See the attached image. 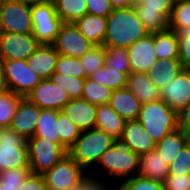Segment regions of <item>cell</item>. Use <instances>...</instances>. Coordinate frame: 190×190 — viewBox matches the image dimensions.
I'll list each match as a JSON object with an SVG mask.
<instances>
[{"label": "cell", "instance_id": "cell-1", "mask_svg": "<svg viewBox=\"0 0 190 190\" xmlns=\"http://www.w3.org/2000/svg\"><path fill=\"white\" fill-rule=\"evenodd\" d=\"M106 18L104 47L128 48L150 34L140 21L134 6L113 9Z\"/></svg>", "mask_w": 190, "mask_h": 190}, {"label": "cell", "instance_id": "cell-2", "mask_svg": "<svg viewBox=\"0 0 190 190\" xmlns=\"http://www.w3.org/2000/svg\"><path fill=\"white\" fill-rule=\"evenodd\" d=\"M137 120L156 143L178 129L177 112L162 99L141 104Z\"/></svg>", "mask_w": 190, "mask_h": 190}, {"label": "cell", "instance_id": "cell-3", "mask_svg": "<svg viewBox=\"0 0 190 190\" xmlns=\"http://www.w3.org/2000/svg\"><path fill=\"white\" fill-rule=\"evenodd\" d=\"M114 138L103 130L92 128L82 131L80 137L68 150V154L88 172L98 164L103 153L113 144Z\"/></svg>", "mask_w": 190, "mask_h": 190}, {"label": "cell", "instance_id": "cell-4", "mask_svg": "<svg viewBox=\"0 0 190 190\" xmlns=\"http://www.w3.org/2000/svg\"><path fill=\"white\" fill-rule=\"evenodd\" d=\"M138 164L139 155L122 138H114L113 144L103 153L97 165L102 166L108 176L114 175L124 181L137 175Z\"/></svg>", "mask_w": 190, "mask_h": 190}, {"label": "cell", "instance_id": "cell-5", "mask_svg": "<svg viewBox=\"0 0 190 190\" xmlns=\"http://www.w3.org/2000/svg\"><path fill=\"white\" fill-rule=\"evenodd\" d=\"M69 154L60 159L42 176L47 190H73L89 176Z\"/></svg>", "mask_w": 190, "mask_h": 190}, {"label": "cell", "instance_id": "cell-6", "mask_svg": "<svg viewBox=\"0 0 190 190\" xmlns=\"http://www.w3.org/2000/svg\"><path fill=\"white\" fill-rule=\"evenodd\" d=\"M30 168L27 139L10 127L0 128V172Z\"/></svg>", "mask_w": 190, "mask_h": 190}, {"label": "cell", "instance_id": "cell-7", "mask_svg": "<svg viewBox=\"0 0 190 190\" xmlns=\"http://www.w3.org/2000/svg\"><path fill=\"white\" fill-rule=\"evenodd\" d=\"M32 34L42 45H51L64 23L56 12L53 0L31 6Z\"/></svg>", "mask_w": 190, "mask_h": 190}, {"label": "cell", "instance_id": "cell-8", "mask_svg": "<svg viewBox=\"0 0 190 190\" xmlns=\"http://www.w3.org/2000/svg\"><path fill=\"white\" fill-rule=\"evenodd\" d=\"M29 165L33 174H43L51 169L68 151L58 143L41 137L27 139Z\"/></svg>", "mask_w": 190, "mask_h": 190}, {"label": "cell", "instance_id": "cell-9", "mask_svg": "<svg viewBox=\"0 0 190 190\" xmlns=\"http://www.w3.org/2000/svg\"><path fill=\"white\" fill-rule=\"evenodd\" d=\"M174 5V0H142L134 8L142 24L152 34L169 29V18Z\"/></svg>", "mask_w": 190, "mask_h": 190}, {"label": "cell", "instance_id": "cell-10", "mask_svg": "<svg viewBox=\"0 0 190 190\" xmlns=\"http://www.w3.org/2000/svg\"><path fill=\"white\" fill-rule=\"evenodd\" d=\"M2 65L8 90L23 98H26L41 81L27 66L25 60H6L2 61Z\"/></svg>", "mask_w": 190, "mask_h": 190}, {"label": "cell", "instance_id": "cell-11", "mask_svg": "<svg viewBox=\"0 0 190 190\" xmlns=\"http://www.w3.org/2000/svg\"><path fill=\"white\" fill-rule=\"evenodd\" d=\"M31 6L6 0L0 6V32L32 33Z\"/></svg>", "mask_w": 190, "mask_h": 190}, {"label": "cell", "instance_id": "cell-12", "mask_svg": "<svg viewBox=\"0 0 190 190\" xmlns=\"http://www.w3.org/2000/svg\"><path fill=\"white\" fill-rule=\"evenodd\" d=\"M40 46L32 33L0 32V59L27 60Z\"/></svg>", "mask_w": 190, "mask_h": 190}, {"label": "cell", "instance_id": "cell-13", "mask_svg": "<svg viewBox=\"0 0 190 190\" xmlns=\"http://www.w3.org/2000/svg\"><path fill=\"white\" fill-rule=\"evenodd\" d=\"M58 54L81 58L95 45L88 41L74 23H63L51 44Z\"/></svg>", "mask_w": 190, "mask_h": 190}, {"label": "cell", "instance_id": "cell-14", "mask_svg": "<svg viewBox=\"0 0 190 190\" xmlns=\"http://www.w3.org/2000/svg\"><path fill=\"white\" fill-rule=\"evenodd\" d=\"M26 98L40 109L56 111L62 110L71 99L62 87L49 78L41 80Z\"/></svg>", "mask_w": 190, "mask_h": 190}, {"label": "cell", "instance_id": "cell-15", "mask_svg": "<svg viewBox=\"0 0 190 190\" xmlns=\"http://www.w3.org/2000/svg\"><path fill=\"white\" fill-rule=\"evenodd\" d=\"M127 49L131 72L146 73L158 61L154 45V33L132 43Z\"/></svg>", "mask_w": 190, "mask_h": 190}, {"label": "cell", "instance_id": "cell-16", "mask_svg": "<svg viewBox=\"0 0 190 190\" xmlns=\"http://www.w3.org/2000/svg\"><path fill=\"white\" fill-rule=\"evenodd\" d=\"M161 99L177 113L190 103V69H183L161 89Z\"/></svg>", "mask_w": 190, "mask_h": 190}, {"label": "cell", "instance_id": "cell-17", "mask_svg": "<svg viewBox=\"0 0 190 190\" xmlns=\"http://www.w3.org/2000/svg\"><path fill=\"white\" fill-rule=\"evenodd\" d=\"M40 111L41 109L36 104L27 98H22L17 106L10 128L25 139L33 137Z\"/></svg>", "mask_w": 190, "mask_h": 190}, {"label": "cell", "instance_id": "cell-18", "mask_svg": "<svg viewBox=\"0 0 190 190\" xmlns=\"http://www.w3.org/2000/svg\"><path fill=\"white\" fill-rule=\"evenodd\" d=\"M96 107L86 99H70L62 108V112L81 130L86 131L95 128Z\"/></svg>", "mask_w": 190, "mask_h": 190}, {"label": "cell", "instance_id": "cell-19", "mask_svg": "<svg viewBox=\"0 0 190 190\" xmlns=\"http://www.w3.org/2000/svg\"><path fill=\"white\" fill-rule=\"evenodd\" d=\"M59 54L52 45H42L26 60L27 66L43 80L55 72Z\"/></svg>", "mask_w": 190, "mask_h": 190}, {"label": "cell", "instance_id": "cell-20", "mask_svg": "<svg viewBox=\"0 0 190 190\" xmlns=\"http://www.w3.org/2000/svg\"><path fill=\"white\" fill-rule=\"evenodd\" d=\"M132 151L141 155L155 149L156 142L138 120H127L121 137Z\"/></svg>", "mask_w": 190, "mask_h": 190}, {"label": "cell", "instance_id": "cell-21", "mask_svg": "<svg viewBox=\"0 0 190 190\" xmlns=\"http://www.w3.org/2000/svg\"><path fill=\"white\" fill-rule=\"evenodd\" d=\"M108 105L125 121L137 120L141 103L126 87L112 90Z\"/></svg>", "mask_w": 190, "mask_h": 190}, {"label": "cell", "instance_id": "cell-22", "mask_svg": "<svg viewBox=\"0 0 190 190\" xmlns=\"http://www.w3.org/2000/svg\"><path fill=\"white\" fill-rule=\"evenodd\" d=\"M168 169L169 165L156 149L139 155L137 175L163 183L168 176Z\"/></svg>", "mask_w": 190, "mask_h": 190}, {"label": "cell", "instance_id": "cell-23", "mask_svg": "<svg viewBox=\"0 0 190 190\" xmlns=\"http://www.w3.org/2000/svg\"><path fill=\"white\" fill-rule=\"evenodd\" d=\"M126 88L141 104L161 99V90L150 81L146 73H128Z\"/></svg>", "mask_w": 190, "mask_h": 190}, {"label": "cell", "instance_id": "cell-24", "mask_svg": "<svg viewBox=\"0 0 190 190\" xmlns=\"http://www.w3.org/2000/svg\"><path fill=\"white\" fill-rule=\"evenodd\" d=\"M81 34L94 45H103L107 31V18L85 14L74 22Z\"/></svg>", "mask_w": 190, "mask_h": 190}, {"label": "cell", "instance_id": "cell-25", "mask_svg": "<svg viewBox=\"0 0 190 190\" xmlns=\"http://www.w3.org/2000/svg\"><path fill=\"white\" fill-rule=\"evenodd\" d=\"M125 120L108 104L97 105L95 128L105 131L113 138H121Z\"/></svg>", "mask_w": 190, "mask_h": 190}, {"label": "cell", "instance_id": "cell-26", "mask_svg": "<svg viewBox=\"0 0 190 190\" xmlns=\"http://www.w3.org/2000/svg\"><path fill=\"white\" fill-rule=\"evenodd\" d=\"M185 69L179 59L158 60L146 72L150 81L160 90Z\"/></svg>", "mask_w": 190, "mask_h": 190}, {"label": "cell", "instance_id": "cell-27", "mask_svg": "<svg viewBox=\"0 0 190 190\" xmlns=\"http://www.w3.org/2000/svg\"><path fill=\"white\" fill-rule=\"evenodd\" d=\"M189 141L190 136L178 128L156 143L155 149L158 151L161 158L170 165Z\"/></svg>", "mask_w": 190, "mask_h": 190}, {"label": "cell", "instance_id": "cell-28", "mask_svg": "<svg viewBox=\"0 0 190 190\" xmlns=\"http://www.w3.org/2000/svg\"><path fill=\"white\" fill-rule=\"evenodd\" d=\"M154 45L158 60L179 58L177 32L167 29L154 33Z\"/></svg>", "mask_w": 190, "mask_h": 190}, {"label": "cell", "instance_id": "cell-29", "mask_svg": "<svg viewBox=\"0 0 190 190\" xmlns=\"http://www.w3.org/2000/svg\"><path fill=\"white\" fill-rule=\"evenodd\" d=\"M58 111L41 109L33 137L46 138L60 144L57 128Z\"/></svg>", "mask_w": 190, "mask_h": 190}, {"label": "cell", "instance_id": "cell-30", "mask_svg": "<svg viewBox=\"0 0 190 190\" xmlns=\"http://www.w3.org/2000/svg\"><path fill=\"white\" fill-rule=\"evenodd\" d=\"M98 85L117 90L126 87L128 73L102 66L88 77Z\"/></svg>", "mask_w": 190, "mask_h": 190}, {"label": "cell", "instance_id": "cell-31", "mask_svg": "<svg viewBox=\"0 0 190 190\" xmlns=\"http://www.w3.org/2000/svg\"><path fill=\"white\" fill-rule=\"evenodd\" d=\"M58 17L64 23H74L87 14L86 0H53Z\"/></svg>", "mask_w": 190, "mask_h": 190}, {"label": "cell", "instance_id": "cell-32", "mask_svg": "<svg viewBox=\"0 0 190 190\" xmlns=\"http://www.w3.org/2000/svg\"><path fill=\"white\" fill-rule=\"evenodd\" d=\"M57 128L60 145L68 151L82 131L61 110L58 111Z\"/></svg>", "mask_w": 190, "mask_h": 190}, {"label": "cell", "instance_id": "cell-33", "mask_svg": "<svg viewBox=\"0 0 190 190\" xmlns=\"http://www.w3.org/2000/svg\"><path fill=\"white\" fill-rule=\"evenodd\" d=\"M22 98L10 90L0 95V128L10 127Z\"/></svg>", "mask_w": 190, "mask_h": 190}, {"label": "cell", "instance_id": "cell-34", "mask_svg": "<svg viewBox=\"0 0 190 190\" xmlns=\"http://www.w3.org/2000/svg\"><path fill=\"white\" fill-rule=\"evenodd\" d=\"M104 66L119 70V72L130 73V61L128 49L119 47H105Z\"/></svg>", "mask_w": 190, "mask_h": 190}, {"label": "cell", "instance_id": "cell-35", "mask_svg": "<svg viewBox=\"0 0 190 190\" xmlns=\"http://www.w3.org/2000/svg\"><path fill=\"white\" fill-rule=\"evenodd\" d=\"M112 90L108 87L98 85L88 77L84 81L82 98L92 104H108Z\"/></svg>", "mask_w": 190, "mask_h": 190}, {"label": "cell", "instance_id": "cell-36", "mask_svg": "<svg viewBox=\"0 0 190 190\" xmlns=\"http://www.w3.org/2000/svg\"><path fill=\"white\" fill-rule=\"evenodd\" d=\"M55 72L68 77L86 79L81 59L76 57L59 54L56 61Z\"/></svg>", "mask_w": 190, "mask_h": 190}, {"label": "cell", "instance_id": "cell-37", "mask_svg": "<svg viewBox=\"0 0 190 190\" xmlns=\"http://www.w3.org/2000/svg\"><path fill=\"white\" fill-rule=\"evenodd\" d=\"M187 26H190V0L175 2L169 18V29L178 33Z\"/></svg>", "mask_w": 190, "mask_h": 190}, {"label": "cell", "instance_id": "cell-38", "mask_svg": "<svg viewBox=\"0 0 190 190\" xmlns=\"http://www.w3.org/2000/svg\"><path fill=\"white\" fill-rule=\"evenodd\" d=\"M54 84L62 87L71 99L82 98L85 79L68 77L54 72L49 78Z\"/></svg>", "mask_w": 190, "mask_h": 190}, {"label": "cell", "instance_id": "cell-39", "mask_svg": "<svg viewBox=\"0 0 190 190\" xmlns=\"http://www.w3.org/2000/svg\"><path fill=\"white\" fill-rule=\"evenodd\" d=\"M30 168H16L0 172V190H17L31 174Z\"/></svg>", "mask_w": 190, "mask_h": 190}, {"label": "cell", "instance_id": "cell-40", "mask_svg": "<svg viewBox=\"0 0 190 190\" xmlns=\"http://www.w3.org/2000/svg\"><path fill=\"white\" fill-rule=\"evenodd\" d=\"M80 59L87 78L104 65L105 47L103 45H95Z\"/></svg>", "mask_w": 190, "mask_h": 190}, {"label": "cell", "instance_id": "cell-41", "mask_svg": "<svg viewBox=\"0 0 190 190\" xmlns=\"http://www.w3.org/2000/svg\"><path fill=\"white\" fill-rule=\"evenodd\" d=\"M117 190H164L163 183L136 175L116 186Z\"/></svg>", "mask_w": 190, "mask_h": 190}, {"label": "cell", "instance_id": "cell-42", "mask_svg": "<svg viewBox=\"0 0 190 190\" xmlns=\"http://www.w3.org/2000/svg\"><path fill=\"white\" fill-rule=\"evenodd\" d=\"M168 174H190V141L169 165Z\"/></svg>", "mask_w": 190, "mask_h": 190}, {"label": "cell", "instance_id": "cell-43", "mask_svg": "<svg viewBox=\"0 0 190 190\" xmlns=\"http://www.w3.org/2000/svg\"><path fill=\"white\" fill-rule=\"evenodd\" d=\"M179 60L184 68L190 69V26L182 28L178 33Z\"/></svg>", "mask_w": 190, "mask_h": 190}, {"label": "cell", "instance_id": "cell-44", "mask_svg": "<svg viewBox=\"0 0 190 190\" xmlns=\"http://www.w3.org/2000/svg\"><path fill=\"white\" fill-rule=\"evenodd\" d=\"M163 186L164 190H190V174H168Z\"/></svg>", "mask_w": 190, "mask_h": 190}, {"label": "cell", "instance_id": "cell-45", "mask_svg": "<svg viewBox=\"0 0 190 190\" xmlns=\"http://www.w3.org/2000/svg\"><path fill=\"white\" fill-rule=\"evenodd\" d=\"M87 13L107 17L113 10L110 0H86Z\"/></svg>", "mask_w": 190, "mask_h": 190}, {"label": "cell", "instance_id": "cell-46", "mask_svg": "<svg viewBox=\"0 0 190 190\" xmlns=\"http://www.w3.org/2000/svg\"><path fill=\"white\" fill-rule=\"evenodd\" d=\"M17 190H47L44 178L41 174L31 173Z\"/></svg>", "mask_w": 190, "mask_h": 190}, {"label": "cell", "instance_id": "cell-47", "mask_svg": "<svg viewBox=\"0 0 190 190\" xmlns=\"http://www.w3.org/2000/svg\"><path fill=\"white\" fill-rule=\"evenodd\" d=\"M96 176H92L91 173L73 190H110L107 184Z\"/></svg>", "mask_w": 190, "mask_h": 190}, {"label": "cell", "instance_id": "cell-48", "mask_svg": "<svg viewBox=\"0 0 190 190\" xmlns=\"http://www.w3.org/2000/svg\"><path fill=\"white\" fill-rule=\"evenodd\" d=\"M177 117L178 128L190 136V103L177 113Z\"/></svg>", "mask_w": 190, "mask_h": 190}, {"label": "cell", "instance_id": "cell-49", "mask_svg": "<svg viewBox=\"0 0 190 190\" xmlns=\"http://www.w3.org/2000/svg\"><path fill=\"white\" fill-rule=\"evenodd\" d=\"M7 91H8V88L5 82V78H4L2 60L0 59V95Z\"/></svg>", "mask_w": 190, "mask_h": 190}, {"label": "cell", "instance_id": "cell-50", "mask_svg": "<svg viewBox=\"0 0 190 190\" xmlns=\"http://www.w3.org/2000/svg\"><path fill=\"white\" fill-rule=\"evenodd\" d=\"M113 9L126 8L131 6V0H110Z\"/></svg>", "mask_w": 190, "mask_h": 190}, {"label": "cell", "instance_id": "cell-51", "mask_svg": "<svg viewBox=\"0 0 190 190\" xmlns=\"http://www.w3.org/2000/svg\"><path fill=\"white\" fill-rule=\"evenodd\" d=\"M16 1H20L23 4H27V5L32 6V5H35V4H38V3L45 2L46 0H16Z\"/></svg>", "mask_w": 190, "mask_h": 190}, {"label": "cell", "instance_id": "cell-52", "mask_svg": "<svg viewBox=\"0 0 190 190\" xmlns=\"http://www.w3.org/2000/svg\"><path fill=\"white\" fill-rule=\"evenodd\" d=\"M142 0H131V6L139 4Z\"/></svg>", "mask_w": 190, "mask_h": 190}, {"label": "cell", "instance_id": "cell-53", "mask_svg": "<svg viewBox=\"0 0 190 190\" xmlns=\"http://www.w3.org/2000/svg\"><path fill=\"white\" fill-rule=\"evenodd\" d=\"M6 0H0V6L5 2Z\"/></svg>", "mask_w": 190, "mask_h": 190}]
</instances>
